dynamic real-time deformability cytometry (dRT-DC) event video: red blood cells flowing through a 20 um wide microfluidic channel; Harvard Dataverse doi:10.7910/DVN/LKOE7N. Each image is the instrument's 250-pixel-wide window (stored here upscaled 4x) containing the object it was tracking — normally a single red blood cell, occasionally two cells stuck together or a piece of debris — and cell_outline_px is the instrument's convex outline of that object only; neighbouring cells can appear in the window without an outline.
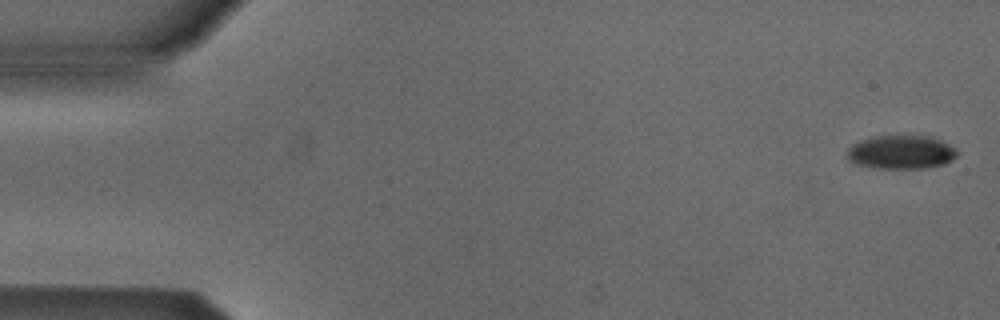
{"species": "Egyptian fruit bat (a non-hibernating species)", "species_latin": "Rousettus aegyptiacus", "temperature_condition": "cold", "stored_images_in_passage": 4, "camera_frame_rate_fps": 3000, "um_per_image_px": 0.085, "animal": {"sex": "male"}, "frame": {"image": 1, "passage_image": 1, "time_ms": 0.0, "image_size_px": [1000, 320], "cell_outline_px": [[956, 156], [944, 164], [920, 168], [872, 168], [856, 164], [848, 160], [848, 148], [852, 144], [860, 140], [872, 136], [932, 136], [956, 148]], "centroid_in_image_um": [76.56, 12.93], "position_along_channel_um": 8.4, "area_um2": 21.5}}
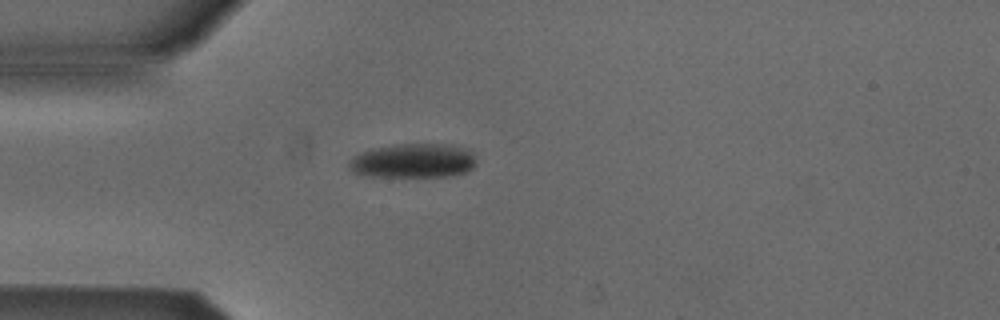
{"frame": {"image": 2, "passage_image": 4, "time_ms": 1.0, "image_size_px": [1000, 320], "cell_outline_px": [[476, 164], [468, 172], [452, 176], [368, 176], [352, 172], [348, 164], [356, 156], [364, 152], [380, 148], [400, 144], [444, 144], [464, 148], [472, 152], [476, 156]], "centroid_in_image_um": [35.22, 13.68], "position_along_channel_um": 49.8, "area_um2": 25.03}}